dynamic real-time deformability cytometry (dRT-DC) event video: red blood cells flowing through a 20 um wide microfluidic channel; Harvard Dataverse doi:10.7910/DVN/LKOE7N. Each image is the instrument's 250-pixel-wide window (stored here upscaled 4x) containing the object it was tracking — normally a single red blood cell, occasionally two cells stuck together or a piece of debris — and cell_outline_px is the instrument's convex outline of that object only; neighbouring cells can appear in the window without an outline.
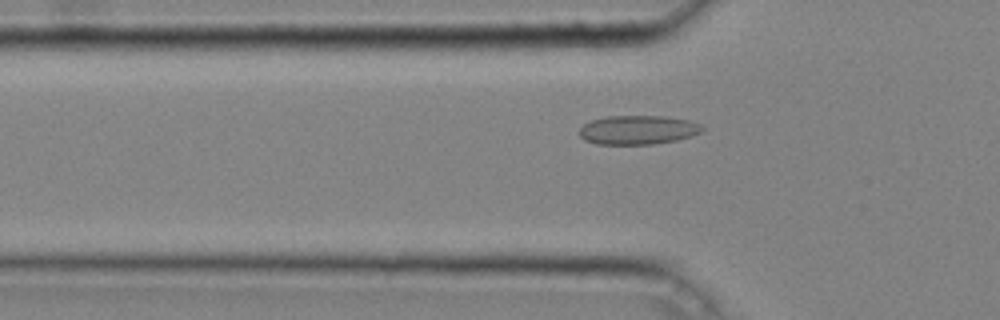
{"species": "common noctule bat (a hibernating species)", "species_latin": "Nyctalus noctula", "temperature_condition": "cold", "stored_images_in_passage": 41, "camera_frame_rate_fps": 3000, "um_per_image_px": 0.085, "animal": {"sex": "male", "body_mass_g": 20.4}, "frame": {"image": 1, "passage_image": 15, "time_ms": 4.667, "image_size_px": [1000, 320], "cell_outline_px": [[704, 128], [700, 132], [692, 136], [676, 140], [652, 144], [596, 144], [584, 140], [580, 136], [580, 128], [584, 124], [592, 120], [608, 116], [664, 116], [688, 120], [700, 124]], "centroid_in_image_um": [54.22, 11.04], "position_along_channel_um": 71.6, "area_um2": 20.69}}
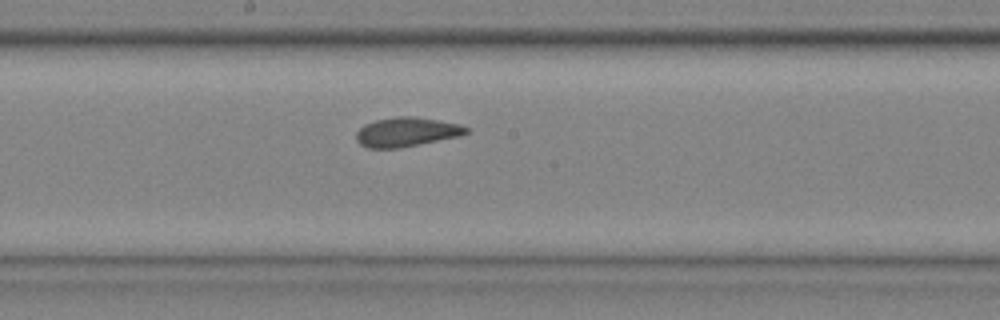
{"frame": {"image": 2, "passage_image": 25, "time_ms": 8.0, "image_size_px": [1000, 320], "cell_outline_px": [[468, 132], [460, 136], [400, 148], [368, 148], [360, 144], [356, 140], [356, 132], [364, 124], [376, 120], [396, 116], [412, 116], [460, 124], [468, 128]], "centroid_in_image_um": [34.53, 11.22], "position_along_channel_um": 213.7, "area_um2": 18.73}}
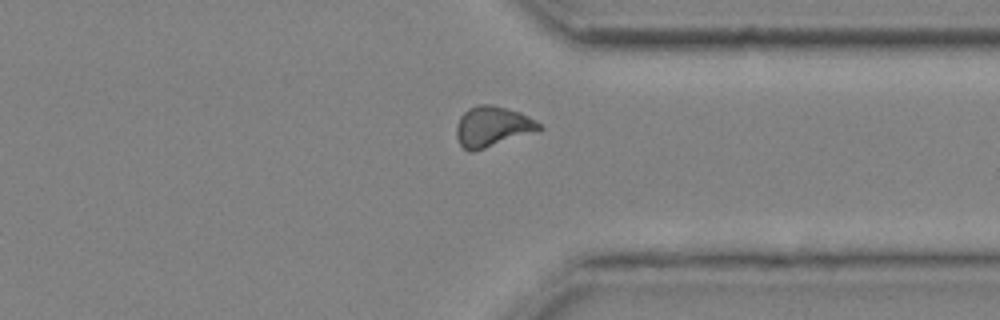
{"frame": {"image": 3, "passage_image": 36, "time_ms": 11.667, "image_size_px": [1000, 320], "cell_outline_px": [[544, 128], [472, 152], [468, 152], [460, 144], [456, 136], [456, 124], [460, 116], [468, 108], [476, 104], [492, 104], [520, 112], [544, 124]], "centroid_in_image_um": [41.83, 10.73], "position_along_channel_um": 369.6, "area_um2": 19.42}, "authors_computed_cell_mechanics": {"area_um2": 19.3052, "velocity_mm_per_s": 4.2672, "shape_relaxation_time_tau1_ms": null, "shape_relaxation_time_tau2_ms": 1.1243, "deformation_change_tau1": null, "deformation_change_tau2": 0.064}}